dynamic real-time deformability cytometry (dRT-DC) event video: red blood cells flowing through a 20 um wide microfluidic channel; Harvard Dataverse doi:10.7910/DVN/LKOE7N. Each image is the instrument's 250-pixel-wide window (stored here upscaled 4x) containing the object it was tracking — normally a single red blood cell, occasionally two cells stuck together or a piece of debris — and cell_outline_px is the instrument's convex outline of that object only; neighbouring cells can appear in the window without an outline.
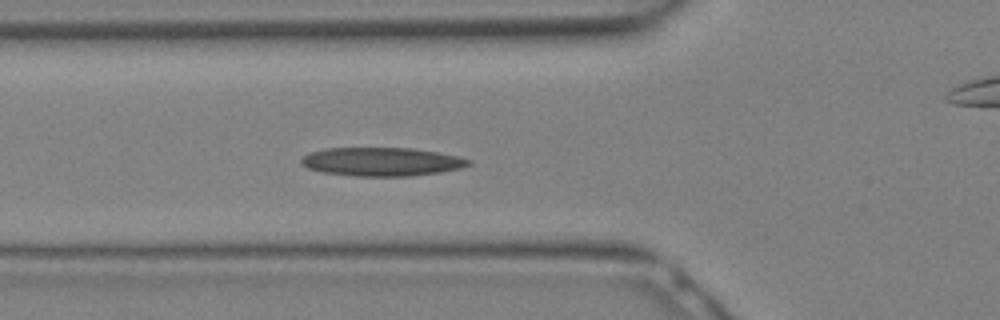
{"species": "Egyptian fruit bat (a non-hibernating species)", "species_latin": "Rousettus aegyptiacus", "temperature_condition": "warm", "stored_images_in_passage": 12, "camera_frame_rate_fps": 3000, "um_per_image_px": 0.085, "animal": {"sex": "female"}, "frame": {"image": 1, "passage_image": 10, "time_ms": 3.0, "image_size_px": [1000, 320], "cell_outline_px": [[472, 164], [460, 168], [440, 172], [408, 176], [356, 176], [324, 172], [308, 168], [300, 164], [300, 160], [304, 156], [312, 152], [324, 148], [412, 148], [460, 156], [472, 160]], "centroid_in_image_um": [32.47, 13.74], "position_along_channel_um": 93.3, "area_um2": 27.8}}
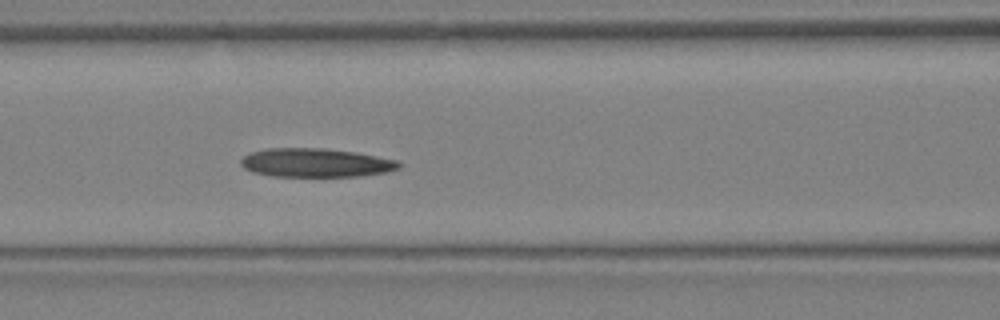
{"frame": {"image": 2, "passage_image": 12, "time_ms": 3.667, "image_size_px": [1000, 320], "cell_outline_px": [[400, 168], [388, 172], [360, 176], [272, 176], [252, 172], [244, 168], [240, 164], [240, 160], [248, 152], [264, 148], [324, 148], [356, 152], [396, 160], [400, 164]], "centroid_in_image_um": [26.8, 13.83], "position_along_channel_um": 139.8, "area_um2": 26.65}}